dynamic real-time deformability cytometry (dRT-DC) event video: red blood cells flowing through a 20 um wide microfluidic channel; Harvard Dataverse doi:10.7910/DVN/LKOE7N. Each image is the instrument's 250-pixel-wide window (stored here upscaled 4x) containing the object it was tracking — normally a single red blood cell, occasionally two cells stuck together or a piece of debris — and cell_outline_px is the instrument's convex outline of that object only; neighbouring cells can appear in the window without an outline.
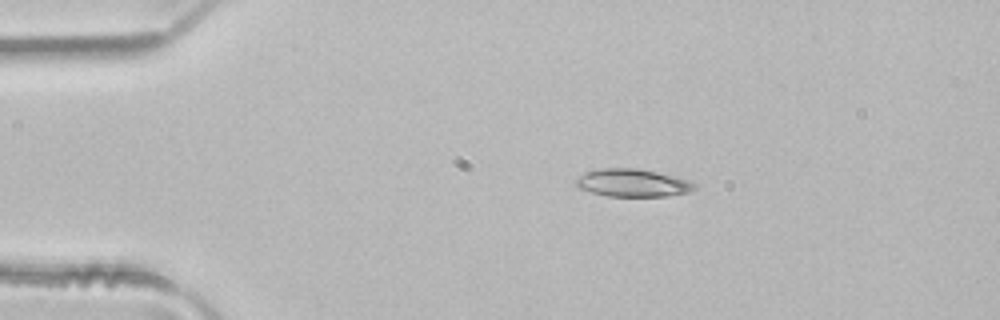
{"species": "common noctule bat (a hibernating species)", "species_latin": "Nyctalus noctula", "temperature_condition": "room temperature", "stored_images_in_passage": 2, "camera_frame_rate_fps": 3000, "um_per_image_px": 0.085, "animal": {"sex": "male", "body_mass_g": 21.5, "forearm_length_mm": 52.0}, "frame": {"image": 1, "passage_image": 1, "time_ms": 0.0, "image_size_px": [1000, 320], "cell_outline_px": [[696, 188], [692, 192], [668, 196], [608, 196], [592, 192], [580, 188], [576, 184], [576, 180], [580, 176], [588, 172], [600, 168], [636, 168], [676, 176], [688, 180], [696, 184]], "centroid_in_image_um": [53.84, 15.55], "position_along_channel_um": 31.2, "area_um2": 19.07}}